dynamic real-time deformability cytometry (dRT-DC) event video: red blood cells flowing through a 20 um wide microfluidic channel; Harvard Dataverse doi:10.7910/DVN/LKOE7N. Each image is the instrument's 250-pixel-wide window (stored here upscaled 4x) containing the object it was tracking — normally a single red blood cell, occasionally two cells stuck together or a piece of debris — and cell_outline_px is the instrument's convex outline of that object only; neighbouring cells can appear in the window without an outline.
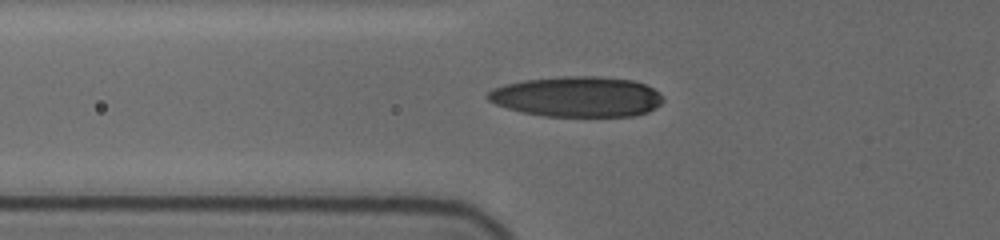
{"species": "human", "species_latin": "Homo sapiens", "temperature_condition": "cold", "stored_images_in_passage": 32, "camera_frame_rate_fps": 3000, "um_per_image_px": 0.085, "donor": {"sex": "female"}, "frame": {"image": 1, "passage_image": 8, "time_ms": 6.667, "image_size_px": [1000, 240], "cell_outline_px": [[664, 100], [660, 104], [648, 112], [632, 116], [544, 116], [524, 112], [508, 108], [496, 104], [488, 100], [484, 96], [492, 88], [504, 84], [524, 80], [560, 76], [600, 76], [632, 80], [644, 84], [652, 88], [664, 96]], "centroid_in_image_um": [49.04, 8.21], "position_along_channel_um": 76.8, "area_um2": 41.38}}
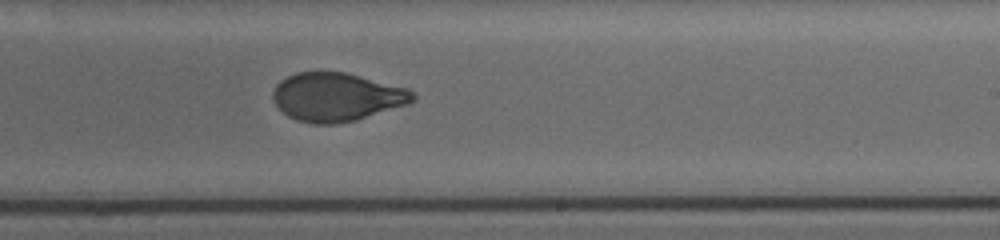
{"frame": {"image": 2, "passage_image": 16, "time_ms": 11.667, "image_size_px": [1000, 240], "cell_outline_px": [[416, 100], [408, 104], [356, 120], [336, 124], [312, 124], [296, 120], [288, 116], [272, 100], [272, 92], [276, 84], [280, 80], [296, 72], [344, 72], [408, 88], [416, 96]], "centroid_in_image_um": [28.61, 8.25], "position_along_channel_um": 260.4, "area_um2": 39.54}}
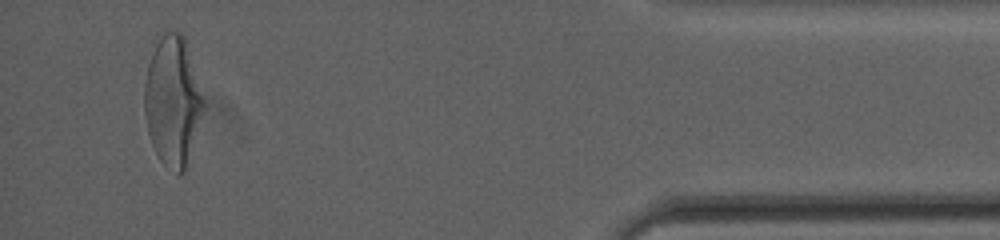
{"frame": {"image": 3, "passage_image": 31, "time_ms": 17.333, "image_size_px": [1000, 240], "cell_outline_px": [[204, 104], [188, 164], [184, 172], [180, 176], [176, 176], [160, 160], [152, 144], [148, 132], [144, 112], [144, 84], [148, 64], [156, 32], [180, 32], [184, 36], [204, 100]], "centroid_in_image_um": [14.64, 8.57], "position_along_channel_um": 420.6, "area_um2": 44.91}}